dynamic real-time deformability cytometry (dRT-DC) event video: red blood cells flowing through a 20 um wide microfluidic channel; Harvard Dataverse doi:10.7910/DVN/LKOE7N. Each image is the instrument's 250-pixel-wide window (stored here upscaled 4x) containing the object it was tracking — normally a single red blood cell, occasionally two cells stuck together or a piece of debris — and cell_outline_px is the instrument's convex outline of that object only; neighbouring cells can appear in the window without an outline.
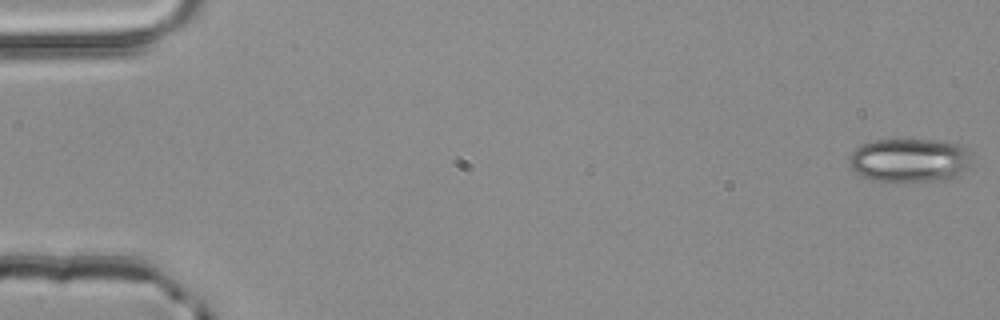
{"species": "common noctule bat (a hibernating species)", "species_latin": "Nyctalus noctula", "temperature_condition": "room temperature", "stored_images_in_passage": 4, "camera_frame_rate_fps": 3000, "um_per_image_px": 0.085, "animal": {"sex": "male", "body_mass_g": 20.4}, "frame": {"image": 1, "passage_image": 1, "time_ms": 0.0, "image_size_px": [1000, 320], "cell_outline_px": [[972, 152], [968, 168], [944, 180], [872, 180], [856, 172], [852, 168], [848, 160], [848, 156], [856, 148], [872, 140], [928, 140], [960, 144]], "centroid_in_image_um": [77.31, 13.59], "position_along_channel_um": 7.7, "area_um2": 30.69}}